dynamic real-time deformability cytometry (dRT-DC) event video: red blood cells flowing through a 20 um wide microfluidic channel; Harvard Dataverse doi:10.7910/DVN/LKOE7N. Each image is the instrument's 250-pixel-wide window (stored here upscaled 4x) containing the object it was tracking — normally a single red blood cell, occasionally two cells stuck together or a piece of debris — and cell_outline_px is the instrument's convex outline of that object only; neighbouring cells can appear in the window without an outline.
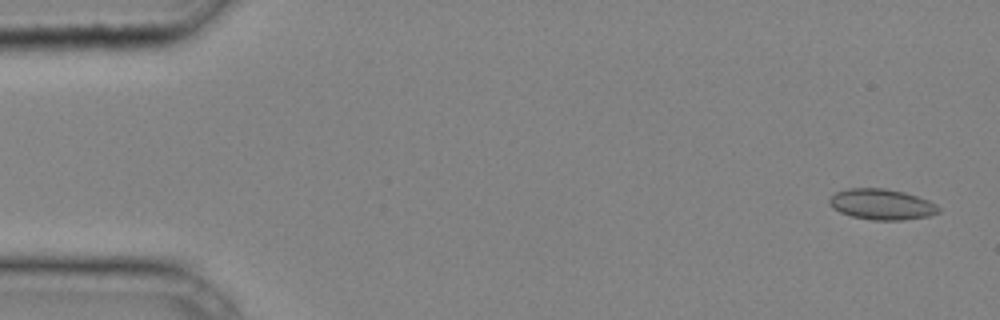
{"species": "common noctule bat (a hibernating species)", "species_latin": "Nyctalus noctula", "temperature_condition": "cold", "stored_images_in_passage": 41, "camera_frame_rate_fps": 3000, "um_per_image_px": 0.085, "animal": {"sex": "male", "body_mass_g": 20.4}, "frame": {"image": 1, "passage_image": 2, "time_ms": 0.333, "image_size_px": [1000, 320], "cell_outline_px": [[940, 212], [928, 216], [900, 220], [872, 220], [852, 216], [840, 212], [832, 208], [828, 204], [828, 200], [836, 192], [848, 188], [884, 188], [904, 192], [928, 200], [936, 204], [940, 208]], "centroid_in_image_um": [74.93, 17.36], "position_along_channel_um": 10.1, "area_um2": 19.54}}
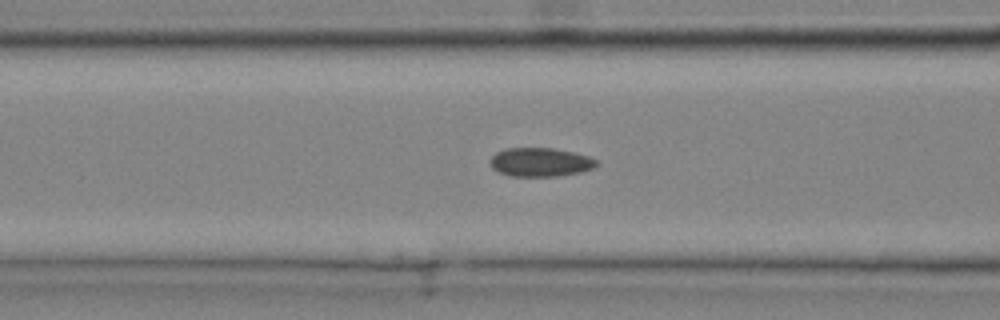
{"frame": {"image": 2, "passage_image": 17, "time_ms": 5.333, "image_size_px": [1000, 320], "cell_outline_px": [[600, 164], [592, 168], [580, 172], [556, 176], [512, 176], [500, 172], [492, 168], [488, 160], [496, 152], [508, 148], [552, 148], [572, 152], [588, 156], [596, 160]], "centroid_in_image_um": [45.91, 13.78], "position_along_channel_um": 120.7, "area_um2": 17.74}}
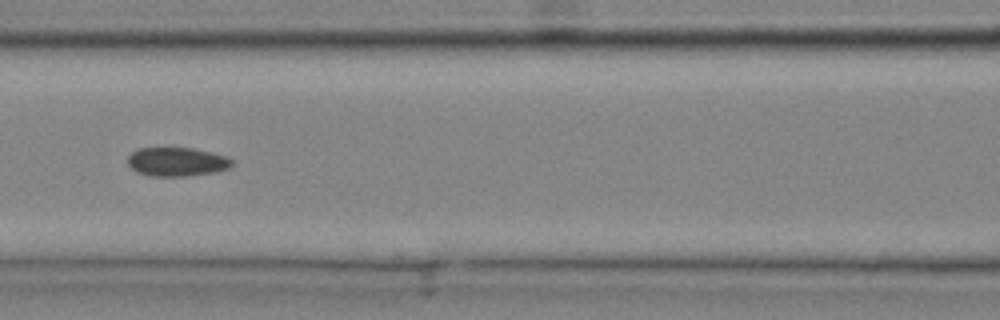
{"frame": {"image": 3, "passage_image": 19, "time_ms": 6.0, "image_size_px": [1000, 320], "cell_outline_px": [[232, 164], [228, 168], [216, 172], [188, 176], [148, 176], [136, 172], [128, 164], [128, 156], [132, 152], [140, 148], [192, 148], [212, 152], [224, 156], [232, 160]], "centroid_in_image_um": [15.01, 13.76], "position_along_channel_um": 151.6, "area_um2": 17.51}}